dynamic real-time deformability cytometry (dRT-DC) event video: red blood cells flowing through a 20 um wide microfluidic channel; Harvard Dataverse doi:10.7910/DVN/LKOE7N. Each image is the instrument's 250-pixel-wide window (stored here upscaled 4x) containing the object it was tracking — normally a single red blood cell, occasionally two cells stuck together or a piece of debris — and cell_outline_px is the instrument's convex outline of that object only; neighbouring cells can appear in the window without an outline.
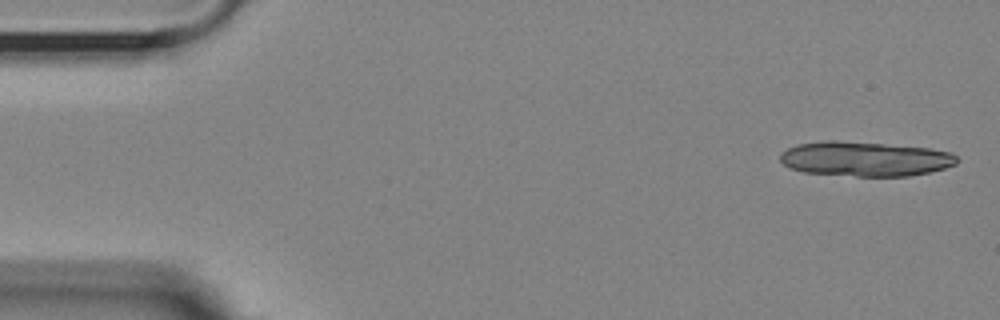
{"species": "Egyptian fruit bat (a non-hibernating species)", "species_latin": "Rousettus aegyptiacus", "temperature_condition": "room temperature", "stored_images_in_passage": 13, "camera_frame_rate_fps": 3000, "um_per_image_px": 0.085, "animal": {"sex": "female"}, "frame": {"image": 1, "passage_image": 1, "time_ms": 0.0, "image_size_px": [1000, 320], "cell_outline_px": [[960, 160], [956, 164], [944, 168], [928, 172], [908, 176], [856, 176], [804, 172], [788, 168], [780, 160], [780, 156], [788, 148], [796, 144], [832, 140], [884, 144], [928, 148], [952, 152]], "centroid_in_image_um": [73.54, 13.51], "position_along_channel_um": 11.5, "area_um2": 35.55}}